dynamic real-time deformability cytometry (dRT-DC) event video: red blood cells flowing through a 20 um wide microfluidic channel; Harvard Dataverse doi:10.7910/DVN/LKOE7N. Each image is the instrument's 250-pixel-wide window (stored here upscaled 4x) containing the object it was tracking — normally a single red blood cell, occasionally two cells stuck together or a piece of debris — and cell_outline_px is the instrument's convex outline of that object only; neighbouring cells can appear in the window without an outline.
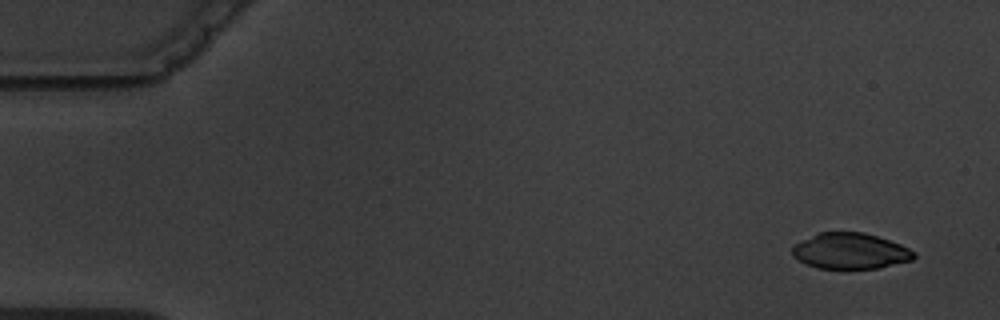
{"species": "common noctule bat (a hibernating species)", "species_latin": "Nyctalus noctula", "temperature_condition": "warm", "stored_images_in_passage": 8, "camera_frame_rate_fps": 3000, "um_per_image_px": 0.085, "animal": {"sex": "male", "body_mass_g": 19.5, "forearm_length_mm": 54.6}, "frame": {"image": 1, "passage_image": 1, "time_ms": 0.0, "image_size_px": [1000, 320], "cell_outline_px": [[916, 256], [912, 260], [880, 268], [816, 268], [792, 256], [792, 248], [796, 244], [820, 232], [864, 232], [900, 244], [916, 252]], "centroid_in_image_um": [72.31, 21.34], "position_along_channel_um": 12.7, "area_um2": 25.14}}
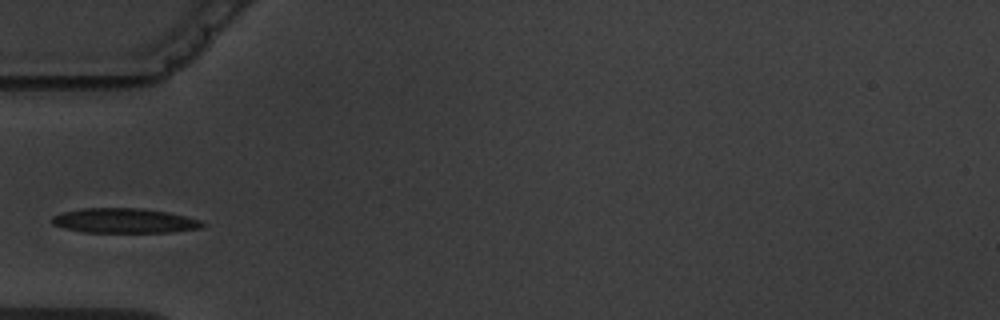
{"frame": {"image": 2, "passage_image": 6, "time_ms": 6.667, "image_size_px": [1000, 320], "cell_outline_px": [[204, 228], [172, 232], [84, 232], [64, 228], [52, 224], [52, 216], [64, 212], [80, 208], [144, 208], [168, 212], [200, 220], [204, 224]], "centroid_in_image_um": [10.58, 18.76], "position_along_channel_um": 74.4, "area_um2": 21.73}}
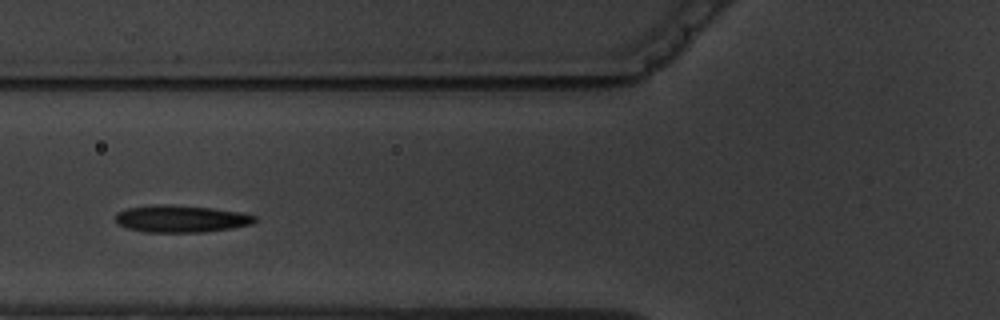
{"frame": {"image": 3, "passage_image": 7, "time_ms": 7.667, "image_size_px": [1000, 320], "cell_outline_px": [[256, 220], [252, 224], [232, 228], [204, 232], [144, 232], [128, 228], [116, 224], [116, 212], [124, 208], [152, 204], [172, 204], [212, 208], [240, 212], [256, 216]], "centroid_in_image_um": [15.34, 18.58], "position_along_channel_um": 110.5, "area_um2": 22.31}}